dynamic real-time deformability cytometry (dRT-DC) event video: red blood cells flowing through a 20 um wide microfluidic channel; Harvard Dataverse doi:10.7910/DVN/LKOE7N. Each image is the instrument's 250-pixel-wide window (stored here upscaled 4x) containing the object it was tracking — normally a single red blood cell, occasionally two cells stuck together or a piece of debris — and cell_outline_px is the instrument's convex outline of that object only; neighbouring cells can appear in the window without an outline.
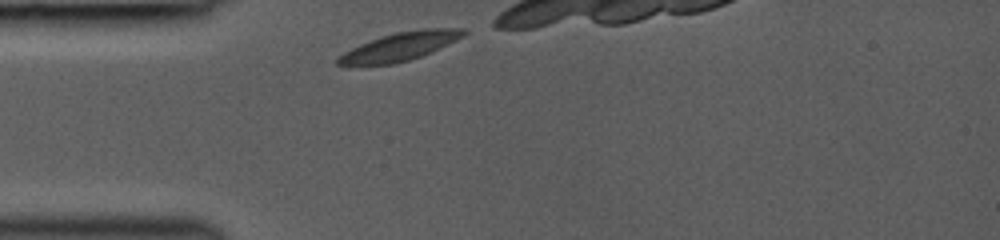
{"species": "common noctule bat (a hibernating species)", "species_latin": "Nyctalus noctula", "temperature_condition": "room temperature", "stored_images_in_passage": 6, "camera_frame_rate_fps": 3000, "um_per_image_px": 0.085, "animal": {"sex": "female", "body_mass_g": 19.0, "forearm_length_mm": 53.3}, "frame": {"image": 1, "passage_image": 1, "time_ms": 0.0, "image_size_px": [1000, 240], "cell_outline_px": [[468, 32], [464, 36], [456, 40], [420, 56], [408, 60], [392, 64], [336, 64], [336, 56], [360, 44], [380, 36], [396, 32], [424, 28], [464, 28]], "centroid_in_image_um": [34.01, 3.93], "position_along_channel_um": 51.0, "area_um2": 20.35}}